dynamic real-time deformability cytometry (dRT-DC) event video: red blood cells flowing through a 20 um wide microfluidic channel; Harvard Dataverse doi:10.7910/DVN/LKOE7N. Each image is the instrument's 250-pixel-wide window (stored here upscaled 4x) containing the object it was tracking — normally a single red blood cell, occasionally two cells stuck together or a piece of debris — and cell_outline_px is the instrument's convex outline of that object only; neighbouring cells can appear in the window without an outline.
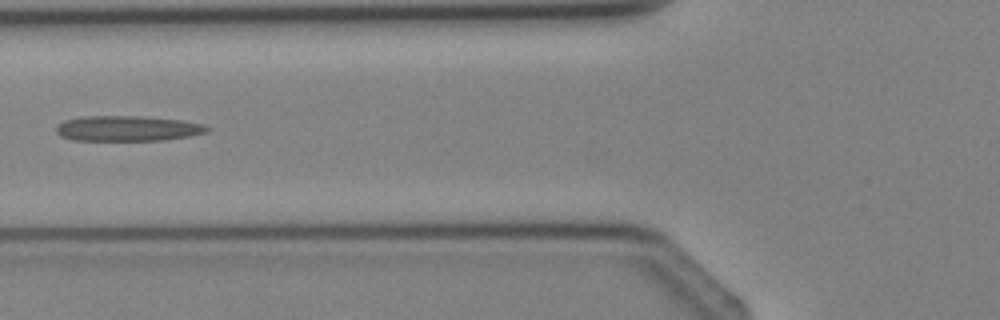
{"species": "Egyptian fruit bat (a non-hibernating species)", "species_latin": "Rousettus aegyptiacus", "temperature_condition": "cold", "stored_images_in_passage": 3, "camera_frame_rate_fps": 3000, "um_per_image_px": 0.085, "animal": {"sex": "female"}, "frame": {"image": 1, "passage_image": 3, "time_ms": 2.333, "image_size_px": [1000, 320], "cell_outline_px": [[212, 128], [208, 132], [188, 136], [164, 140], [72, 140], [60, 136], [56, 132], [56, 128], [64, 120], [80, 116], [140, 116], [180, 120], [204, 124]], "centroid_in_image_um": [10.84, 10.91], "position_along_channel_um": 115.0, "area_um2": 22.31}}